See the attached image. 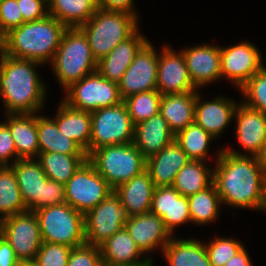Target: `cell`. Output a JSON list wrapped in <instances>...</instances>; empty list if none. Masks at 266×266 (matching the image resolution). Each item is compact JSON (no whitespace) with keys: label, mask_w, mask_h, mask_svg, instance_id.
<instances>
[{"label":"cell","mask_w":266,"mask_h":266,"mask_svg":"<svg viewBox=\"0 0 266 266\" xmlns=\"http://www.w3.org/2000/svg\"><path fill=\"white\" fill-rule=\"evenodd\" d=\"M213 184L222 204L263 210L266 204V171L255 156L219 149Z\"/></svg>","instance_id":"obj_1"},{"label":"cell","mask_w":266,"mask_h":266,"mask_svg":"<svg viewBox=\"0 0 266 266\" xmlns=\"http://www.w3.org/2000/svg\"><path fill=\"white\" fill-rule=\"evenodd\" d=\"M38 65L43 64L17 59L0 50V98L6 114H32L43 108L47 90L35 71Z\"/></svg>","instance_id":"obj_2"},{"label":"cell","mask_w":266,"mask_h":266,"mask_svg":"<svg viewBox=\"0 0 266 266\" xmlns=\"http://www.w3.org/2000/svg\"><path fill=\"white\" fill-rule=\"evenodd\" d=\"M67 27L55 17L24 22L4 35L1 51L17 59L51 63Z\"/></svg>","instance_id":"obj_3"},{"label":"cell","mask_w":266,"mask_h":266,"mask_svg":"<svg viewBox=\"0 0 266 266\" xmlns=\"http://www.w3.org/2000/svg\"><path fill=\"white\" fill-rule=\"evenodd\" d=\"M51 66L64 90L97 71V60L92 55L87 36L79 27L64 31Z\"/></svg>","instance_id":"obj_4"},{"label":"cell","mask_w":266,"mask_h":266,"mask_svg":"<svg viewBox=\"0 0 266 266\" xmlns=\"http://www.w3.org/2000/svg\"><path fill=\"white\" fill-rule=\"evenodd\" d=\"M79 28L87 36L92 55L98 62L139 27L138 18L133 14L98 8Z\"/></svg>","instance_id":"obj_5"},{"label":"cell","mask_w":266,"mask_h":266,"mask_svg":"<svg viewBox=\"0 0 266 266\" xmlns=\"http://www.w3.org/2000/svg\"><path fill=\"white\" fill-rule=\"evenodd\" d=\"M87 160L113 190L146 170V158L133 142L100 147Z\"/></svg>","instance_id":"obj_6"},{"label":"cell","mask_w":266,"mask_h":266,"mask_svg":"<svg viewBox=\"0 0 266 266\" xmlns=\"http://www.w3.org/2000/svg\"><path fill=\"white\" fill-rule=\"evenodd\" d=\"M35 214L44 242L71 248L86 243L84 215L68 203L43 207Z\"/></svg>","instance_id":"obj_7"},{"label":"cell","mask_w":266,"mask_h":266,"mask_svg":"<svg viewBox=\"0 0 266 266\" xmlns=\"http://www.w3.org/2000/svg\"><path fill=\"white\" fill-rule=\"evenodd\" d=\"M65 91L63 102L71 108L90 113L123 102L118 83L105 79L98 71L72 83Z\"/></svg>","instance_id":"obj_8"},{"label":"cell","mask_w":266,"mask_h":266,"mask_svg":"<svg viewBox=\"0 0 266 266\" xmlns=\"http://www.w3.org/2000/svg\"><path fill=\"white\" fill-rule=\"evenodd\" d=\"M134 130L124 102L91 112L90 153L103 146L133 142Z\"/></svg>","instance_id":"obj_9"},{"label":"cell","mask_w":266,"mask_h":266,"mask_svg":"<svg viewBox=\"0 0 266 266\" xmlns=\"http://www.w3.org/2000/svg\"><path fill=\"white\" fill-rule=\"evenodd\" d=\"M65 200L84 216L114 190L86 160L64 185Z\"/></svg>","instance_id":"obj_10"},{"label":"cell","mask_w":266,"mask_h":266,"mask_svg":"<svg viewBox=\"0 0 266 266\" xmlns=\"http://www.w3.org/2000/svg\"><path fill=\"white\" fill-rule=\"evenodd\" d=\"M129 217L119 196L114 191L111 192L84 216L86 243L100 246L109 237L124 228Z\"/></svg>","instance_id":"obj_11"},{"label":"cell","mask_w":266,"mask_h":266,"mask_svg":"<svg viewBox=\"0 0 266 266\" xmlns=\"http://www.w3.org/2000/svg\"><path fill=\"white\" fill-rule=\"evenodd\" d=\"M0 235L11 245L20 261L35 260L43 243L37 215L30 211L4 218Z\"/></svg>","instance_id":"obj_12"},{"label":"cell","mask_w":266,"mask_h":266,"mask_svg":"<svg viewBox=\"0 0 266 266\" xmlns=\"http://www.w3.org/2000/svg\"><path fill=\"white\" fill-rule=\"evenodd\" d=\"M158 59L159 55L148 40L118 82L122 100L140 92L156 90Z\"/></svg>","instance_id":"obj_13"},{"label":"cell","mask_w":266,"mask_h":266,"mask_svg":"<svg viewBox=\"0 0 266 266\" xmlns=\"http://www.w3.org/2000/svg\"><path fill=\"white\" fill-rule=\"evenodd\" d=\"M261 54L251 42H240L237 45L220 47L221 77L231 80L240 89L262 64Z\"/></svg>","instance_id":"obj_14"},{"label":"cell","mask_w":266,"mask_h":266,"mask_svg":"<svg viewBox=\"0 0 266 266\" xmlns=\"http://www.w3.org/2000/svg\"><path fill=\"white\" fill-rule=\"evenodd\" d=\"M160 52L156 90L161 95L197 91L198 88L191 81L182 51L176 53L169 45H165Z\"/></svg>","instance_id":"obj_15"},{"label":"cell","mask_w":266,"mask_h":266,"mask_svg":"<svg viewBox=\"0 0 266 266\" xmlns=\"http://www.w3.org/2000/svg\"><path fill=\"white\" fill-rule=\"evenodd\" d=\"M192 83L199 89L221 77L220 47L199 44L181 50Z\"/></svg>","instance_id":"obj_16"},{"label":"cell","mask_w":266,"mask_h":266,"mask_svg":"<svg viewBox=\"0 0 266 266\" xmlns=\"http://www.w3.org/2000/svg\"><path fill=\"white\" fill-rule=\"evenodd\" d=\"M124 227L144 254L158 247L163 251L172 238L162 218L152 212L129 217Z\"/></svg>","instance_id":"obj_17"},{"label":"cell","mask_w":266,"mask_h":266,"mask_svg":"<svg viewBox=\"0 0 266 266\" xmlns=\"http://www.w3.org/2000/svg\"><path fill=\"white\" fill-rule=\"evenodd\" d=\"M150 212L162 218L172 236L178 225L191 223L188 198L173 187H155Z\"/></svg>","instance_id":"obj_18"},{"label":"cell","mask_w":266,"mask_h":266,"mask_svg":"<svg viewBox=\"0 0 266 266\" xmlns=\"http://www.w3.org/2000/svg\"><path fill=\"white\" fill-rule=\"evenodd\" d=\"M100 250L103 266H153L152 258L142 259V251L125 227L103 242Z\"/></svg>","instance_id":"obj_19"},{"label":"cell","mask_w":266,"mask_h":266,"mask_svg":"<svg viewBox=\"0 0 266 266\" xmlns=\"http://www.w3.org/2000/svg\"><path fill=\"white\" fill-rule=\"evenodd\" d=\"M238 104L234 114L237 140L246 152L256 157L266 139V114L243 102Z\"/></svg>","instance_id":"obj_20"},{"label":"cell","mask_w":266,"mask_h":266,"mask_svg":"<svg viewBox=\"0 0 266 266\" xmlns=\"http://www.w3.org/2000/svg\"><path fill=\"white\" fill-rule=\"evenodd\" d=\"M13 169L27 211L42 208L43 183L48 179L36 159H18L10 165Z\"/></svg>","instance_id":"obj_21"},{"label":"cell","mask_w":266,"mask_h":266,"mask_svg":"<svg viewBox=\"0 0 266 266\" xmlns=\"http://www.w3.org/2000/svg\"><path fill=\"white\" fill-rule=\"evenodd\" d=\"M191 159L173 140L167 147L146 159V170L155 187H172L176 174Z\"/></svg>","instance_id":"obj_22"},{"label":"cell","mask_w":266,"mask_h":266,"mask_svg":"<svg viewBox=\"0 0 266 266\" xmlns=\"http://www.w3.org/2000/svg\"><path fill=\"white\" fill-rule=\"evenodd\" d=\"M197 91L195 103V123L201 126L214 138H218L224 129L233 120L237 103L227 97L219 96L210 101L201 102Z\"/></svg>","instance_id":"obj_23"},{"label":"cell","mask_w":266,"mask_h":266,"mask_svg":"<svg viewBox=\"0 0 266 266\" xmlns=\"http://www.w3.org/2000/svg\"><path fill=\"white\" fill-rule=\"evenodd\" d=\"M148 40L139 28L127 39L121 41L108 55L97 62V71L109 81L118 83L129 65L133 62L136 53Z\"/></svg>","instance_id":"obj_24"},{"label":"cell","mask_w":266,"mask_h":266,"mask_svg":"<svg viewBox=\"0 0 266 266\" xmlns=\"http://www.w3.org/2000/svg\"><path fill=\"white\" fill-rule=\"evenodd\" d=\"M174 138L175 135L159 112L135 125L133 144L147 159L167 147Z\"/></svg>","instance_id":"obj_25"},{"label":"cell","mask_w":266,"mask_h":266,"mask_svg":"<svg viewBox=\"0 0 266 266\" xmlns=\"http://www.w3.org/2000/svg\"><path fill=\"white\" fill-rule=\"evenodd\" d=\"M155 186L147 170L119 185L114 192L119 196L121 204L128 215L135 216L150 212Z\"/></svg>","instance_id":"obj_26"},{"label":"cell","mask_w":266,"mask_h":266,"mask_svg":"<svg viewBox=\"0 0 266 266\" xmlns=\"http://www.w3.org/2000/svg\"><path fill=\"white\" fill-rule=\"evenodd\" d=\"M37 113L5 114L18 159H37L39 155Z\"/></svg>","instance_id":"obj_27"},{"label":"cell","mask_w":266,"mask_h":266,"mask_svg":"<svg viewBox=\"0 0 266 266\" xmlns=\"http://www.w3.org/2000/svg\"><path fill=\"white\" fill-rule=\"evenodd\" d=\"M56 117L53 118L58 130L67 138L74 140L87 154H90L91 113L76 110L65 102L59 104Z\"/></svg>","instance_id":"obj_28"},{"label":"cell","mask_w":266,"mask_h":266,"mask_svg":"<svg viewBox=\"0 0 266 266\" xmlns=\"http://www.w3.org/2000/svg\"><path fill=\"white\" fill-rule=\"evenodd\" d=\"M197 91L162 95L160 113L174 135L195 122Z\"/></svg>","instance_id":"obj_29"},{"label":"cell","mask_w":266,"mask_h":266,"mask_svg":"<svg viewBox=\"0 0 266 266\" xmlns=\"http://www.w3.org/2000/svg\"><path fill=\"white\" fill-rule=\"evenodd\" d=\"M163 255L169 266H211L205 244L195 238L175 239L172 236Z\"/></svg>","instance_id":"obj_30"},{"label":"cell","mask_w":266,"mask_h":266,"mask_svg":"<svg viewBox=\"0 0 266 266\" xmlns=\"http://www.w3.org/2000/svg\"><path fill=\"white\" fill-rule=\"evenodd\" d=\"M37 131L39 152H58L65 155H87L72 139L65 137L54 119L37 113Z\"/></svg>","instance_id":"obj_31"},{"label":"cell","mask_w":266,"mask_h":266,"mask_svg":"<svg viewBox=\"0 0 266 266\" xmlns=\"http://www.w3.org/2000/svg\"><path fill=\"white\" fill-rule=\"evenodd\" d=\"M97 9V0H48L49 15L67 28L85 24Z\"/></svg>","instance_id":"obj_32"},{"label":"cell","mask_w":266,"mask_h":266,"mask_svg":"<svg viewBox=\"0 0 266 266\" xmlns=\"http://www.w3.org/2000/svg\"><path fill=\"white\" fill-rule=\"evenodd\" d=\"M213 169L202 160H190L176 174L172 187L189 197L213 184Z\"/></svg>","instance_id":"obj_33"},{"label":"cell","mask_w":266,"mask_h":266,"mask_svg":"<svg viewBox=\"0 0 266 266\" xmlns=\"http://www.w3.org/2000/svg\"><path fill=\"white\" fill-rule=\"evenodd\" d=\"M37 160L48 179L66 184L79 167L87 160V155H65L58 152H39Z\"/></svg>","instance_id":"obj_34"},{"label":"cell","mask_w":266,"mask_h":266,"mask_svg":"<svg viewBox=\"0 0 266 266\" xmlns=\"http://www.w3.org/2000/svg\"><path fill=\"white\" fill-rule=\"evenodd\" d=\"M17 179L10 166L0 167V215L1 219L26 212Z\"/></svg>","instance_id":"obj_35"},{"label":"cell","mask_w":266,"mask_h":266,"mask_svg":"<svg viewBox=\"0 0 266 266\" xmlns=\"http://www.w3.org/2000/svg\"><path fill=\"white\" fill-rule=\"evenodd\" d=\"M187 198L191 222L197 225H206L218 218L222 202L214 184Z\"/></svg>","instance_id":"obj_36"},{"label":"cell","mask_w":266,"mask_h":266,"mask_svg":"<svg viewBox=\"0 0 266 266\" xmlns=\"http://www.w3.org/2000/svg\"><path fill=\"white\" fill-rule=\"evenodd\" d=\"M214 139L210 133L195 122L179 131L174 138L191 160L205 162L208 157L209 144Z\"/></svg>","instance_id":"obj_37"},{"label":"cell","mask_w":266,"mask_h":266,"mask_svg":"<svg viewBox=\"0 0 266 266\" xmlns=\"http://www.w3.org/2000/svg\"><path fill=\"white\" fill-rule=\"evenodd\" d=\"M162 95L157 90L140 92L123 100L133 123L139 124L160 112Z\"/></svg>","instance_id":"obj_38"},{"label":"cell","mask_w":266,"mask_h":266,"mask_svg":"<svg viewBox=\"0 0 266 266\" xmlns=\"http://www.w3.org/2000/svg\"><path fill=\"white\" fill-rule=\"evenodd\" d=\"M243 103L266 114V67L255 73L241 88Z\"/></svg>","instance_id":"obj_39"},{"label":"cell","mask_w":266,"mask_h":266,"mask_svg":"<svg viewBox=\"0 0 266 266\" xmlns=\"http://www.w3.org/2000/svg\"><path fill=\"white\" fill-rule=\"evenodd\" d=\"M241 241L232 238H214L205 247L211 266H224L243 247Z\"/></svg>","instance_id":"obj_40"},{"label":"cell","mask_w":266,"mask_h":266,"mask_svg":"<svg viewBox=\"0 0 266 266\" xmlns=\"http://www.w3.org/2000/svg\"><path fill=\"white\" fill-rule=\"evenodd\" d=\"M72 248L56 243H42L35 262L38 266H67Z\"/></svg>","instance_id":"obj_41"},{"label":"cell","mask_w":266,"mask_h":266,"mask_svg":"<svg viewBox=\"0 0 266 266\" xmlns=\"http://www.w3.org/2000/svg\"><path fill=\"white\" fill-rule=\"evenodd\" d=\"M67 266H103L100 246L84 243L73 247Z\"/></svg>","instance_id":"obj_42"},{"label":"cell","mask_w":266,"mask_h":266,"mask_svg":"<svg viewBox=\"0 0 266 266\" xmlns=\"http://www.w3.org/2000/svg\"><path fill=\"white\" fill-rule=\"evenodd\" d=\"M25 21L17 4V0H3L0 4V31L3 35L11 29L19 27Z\"/></svg>","instance_id":"obj_43"},{"label":"cell","mask_w":266,"mask_h":266,"mask_svg":"<svg viewBox=\"0 0 266 266\" xmlns=\"http://www.w3.org/2000/svg\"><path fill=\"white\" fill-rule=\"evenodd\" d=\"M17 4L25 22L40 20L49 15L48 0H17Z\"/></svg>","instance_id":"obj_44"},{"label":"cell","mask_w":266,"mask_h":266,"mask_svg":"<svg viewBox=\"0 0 266 266\" xmlns=\"http://www.w3.org/2000/svg\"><path fill=\"white\" fill-rule=\"evenodd\" d=\"M13 158V163L17 160V152L14 140L11 136L9 126L5 122H0V167L10 166L9 159Z\"/></svg>","instance_id":"obj_45"},{"label":"cell","mask_w":266,"mask_h":266,"mask_svg":"<svg viewBox=\"0 0 266 266\" xmlns=\"http://www.w3.org/2000/svg\"><path fill=\"white\" fill-rule=\"evenodd\" d=\"M66 203L64 184L47 179L43 183L42 208Z\"/></svg>","instance_id":"obj_46"},{"label":"cell","mask_w":266,"mask_h":266,"mask_svg":"<svg viewBox=\"0 0 266 266\" xmlns=\"http://www.w3.org/2000/svg\"><path fill=\"white\" fill-rule=\"evenodd\" d=\"M134 0H97L98 8L109 10V11H119L135 15L137 18V13L133 8Z\"/></svg>","instance_id":"obj_47"},{"label":"cell","mask_w":266,"mask_h":266,"mask_svg":"<svg viewBox=\"0 0 266 266\" xmlns=\"http://www.w3.org/2000/svg\"><path fill=\"white\" fill-rule=\"evenodd\" d=\"M19 263L11 245L0 235V266H18Z\"/></svg>","instance_id":"obj_48"},{"label":"cell","mask_w":266,"mask_h":266,"mask_svg":"<svg viewBox=\"0 0 266 266\" xmlns=\"http://www.w3.org/2000/svg\"><path fill=\"white\" fill-rule=\"evenodd\" d=\"M224 266H253L249 254L243 246Z\"/></svg>","instance_id":"obj_49"},{"label":"cell","mask_w":266,"mask_h":266,"mask_svg":"<svg viewBox=\"0 0 266 266\" xmlns=\"http://www.w3.org/2000/svg\"><path fill=\"white\" fill-rule=\"evenodd\" d=\"M257 160L261 164V166L264 168L266 171V139L261 147L260 152L256 156Z\"/></svg>","instance_id":"obj_50"},{"label":"cell","mask_w":266,"mask_h":266,"mask_svg":"<svg viewBox=\"0 0 266 266\" xmlns=\"http://www.w3.org/2000/svg\"><path fill=\"white\" fill-rule=\"evenodd\" d=\"M18 266H38V264L34 260H29V261H20Z\"/></svg>","instance_id":"obj_51"},{"label":"cell","mask_w":266,"mask_h":266,"mask_svg":"<svg viewBox=\"0 0 266 266\" xmlns=\"http://www.w3.org/2000/svg\"><path fill=\"white\" fill-rule=\"evenodd\" d=\"M3 41H4V35L0 31V50L2 49Z\"/></svg>","instance_id":"obj_52"},{"label":"cell","mask_w":266,"mask_h":266,"mask_svg":"<svg viewBox=\"0 0 266 266\" xmlns=\"http://www.w3.org/2000/svg\"><path fill=\"white\" fill-rule=\"evenodd\" d=\"M1 224H2V219L0 218V231H1Z\"/></svg>","instance_id":"obj_53"}]
</instances>
